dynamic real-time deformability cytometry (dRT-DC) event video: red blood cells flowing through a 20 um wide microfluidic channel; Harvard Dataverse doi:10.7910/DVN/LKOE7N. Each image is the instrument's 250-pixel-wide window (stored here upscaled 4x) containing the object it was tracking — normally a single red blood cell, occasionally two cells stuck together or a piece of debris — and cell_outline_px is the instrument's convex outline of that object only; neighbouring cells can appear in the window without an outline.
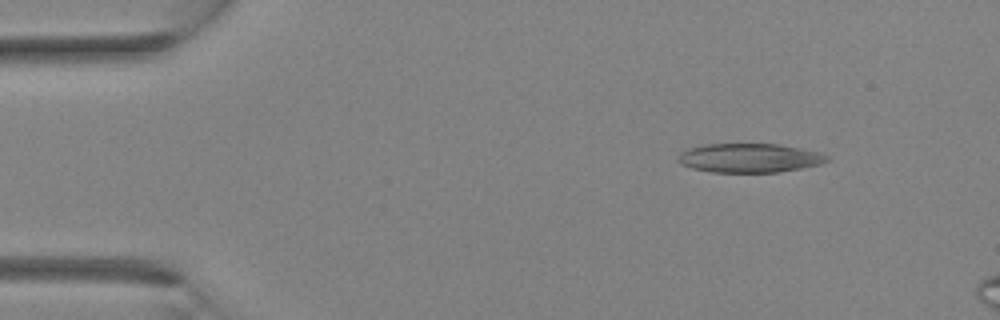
{"species": "Egyptian fruit bat (a non-hibernating species)", "species_latin": "Rousettus aegyptiacus", "temperature_condition": "room temperature", "stored_images_in_passage": 3, "camera_frame_rate_fps": 3000, "um_per_image_px": 0.085, "animal": {"sex": "female"}, "frame": {"image": 1, "passage_image": 2, "time_ms": 0.333, "image_size_px": [1000, 320], "cell_outline_px": [[828, 160], [820, 164], [780, 172], [712, 172], [692, 168], [680, 164], [676, 160], [680, 152], [688, 148], [704, 144], [776, 144], [820, 152], [828, 156]], "centroid_in_image_um": [63.65, 13.43], "position_along_channel_um": 21.4, "area_um2": 25.14}}